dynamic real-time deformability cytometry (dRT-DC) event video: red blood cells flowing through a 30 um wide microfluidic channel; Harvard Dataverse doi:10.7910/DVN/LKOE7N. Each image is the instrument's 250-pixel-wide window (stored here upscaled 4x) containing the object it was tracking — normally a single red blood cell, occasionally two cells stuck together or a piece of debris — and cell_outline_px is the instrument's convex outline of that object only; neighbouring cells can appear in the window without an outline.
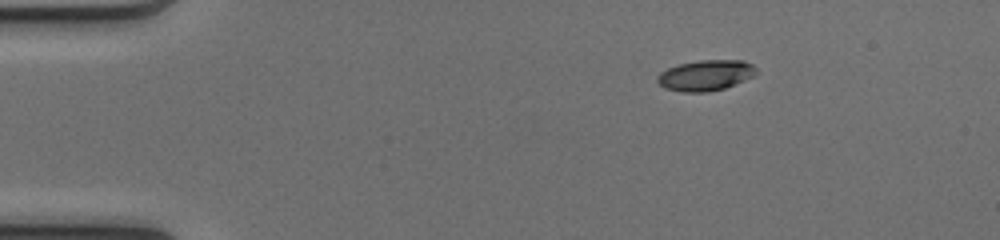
{"species": "common noctule bat (a hibernating species)", "species_latin": "Nyctalus noctula", "temperature_condition": "cold", "stored_images_in_passage": 43, "camera_frame_rate_fps": 3000, "um_per_image_px": 0.085, "animal": {"sex": "female", "body_mass_g": 17.0, "forearm_length_mm": 48.0}, "frame": {"image": 1, "passage_image": 1, "time_ms": 0.0, "image_size_px": [1000, 240], "cell_outline_px": [[756, 72], [752, 76], [744, 80], [724, 88], [708, 92], [684, 92], [664, 88], [656, 80], [656, 76], [660, 72], [668, 68], [680, 64], [700, 60], [744, 60], [752, 64], [756, 68]], "centroid_in_image_um": [59.95, 6.4], "position_along_channel_um": 25.0, "area_um2": 17.57}}
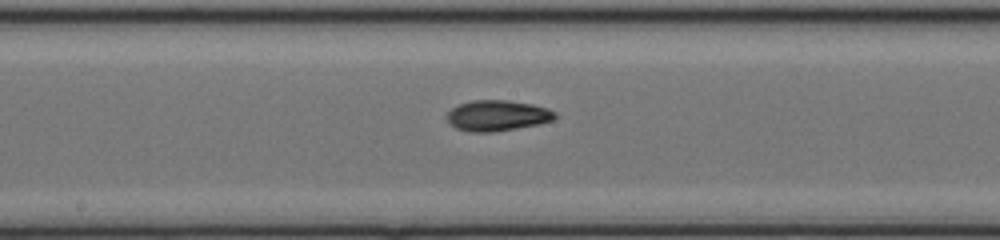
{"frame": {"image": 2, "passage_image": 20, "time_ms": 6.333, "image_size_px": [1000, 240], "cell_outline_px": [[556, 116], [552, 120], [536, 124], [492, 132], [472, 132], [456, 128], [448, 120], [448, 112], [452, 108], [460, 104], [472, 100], [508, 100], [532, 104], [548, 108], [556, 112]], "centroid_in_image_um": [42.28, 9.81], "position_along_channel_um": 205.9, "area_um2": 19.02}}
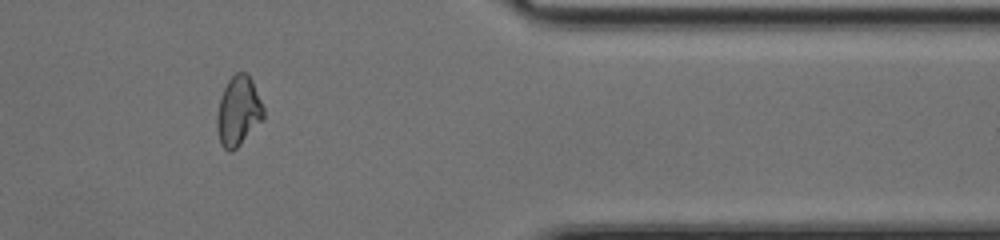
{"frame": {"image": 3, "passage_image": 35, "time_ms": 11.333, "image_size_px": [1000, 240], "cell_outline_px": [[264, 116], [240, 144], [232, 152], [228, 152], [220, 144], [216, 128], [216, 116], [220, 100], [224, 88], [228, 80], [236, 72], [244, 72], [252, 80], [264, 108]], "centroid_in_image_um": [20.23, 9.45], "position_along_channel_um": 391.2, "area_um2": 18.61}, "authors_computed_cell_mechanics": {"area_um2": 18.6116, "velocity_mm_per_s": 4.1298, "shape_relaxation_time_tau1_ms": null, "shape_relaxation_time_tau2_ms": 2.8659, "deformation_change_tau1": null, "deformation_change_tau2": 0.0807}}